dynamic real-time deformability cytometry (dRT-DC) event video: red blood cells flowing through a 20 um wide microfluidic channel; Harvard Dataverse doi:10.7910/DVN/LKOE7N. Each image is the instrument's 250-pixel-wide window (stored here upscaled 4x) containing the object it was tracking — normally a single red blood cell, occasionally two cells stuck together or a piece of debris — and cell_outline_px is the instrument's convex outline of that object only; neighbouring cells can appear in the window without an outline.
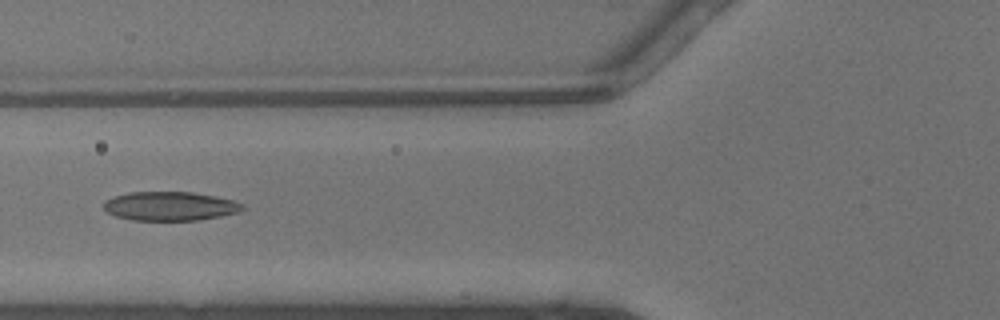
{"species": "common noctule bat (a hibernating species)", "species_latin": "Nyctalus noctula", "temperature_condition": "warm", "stored_images_in_passage": 34, "camera_frame_rate_fps": 3000, "um_per_image_px": 0.085, "animal": {"sex": "male", "body_mass_g": 13.3}, "frame": {"image": 1, "passage_image": 11, "time_ms": 3.333, "image_size_px": [1000, 320], "cell_outline_px": [[244, 208], [236, 212], [220, 216], [196, 220], [132, 220], [116, 216], [108, 212], [104, 208], [104, 204], [108, 200], [116, 196], [132, 192], [192, 192], [216, 196], [236, 200], [244, 204]], "centroid_in_image_um": [14.5, 17.52], "position_along_channel_um": 111.3, "area_um2": 23.18}}
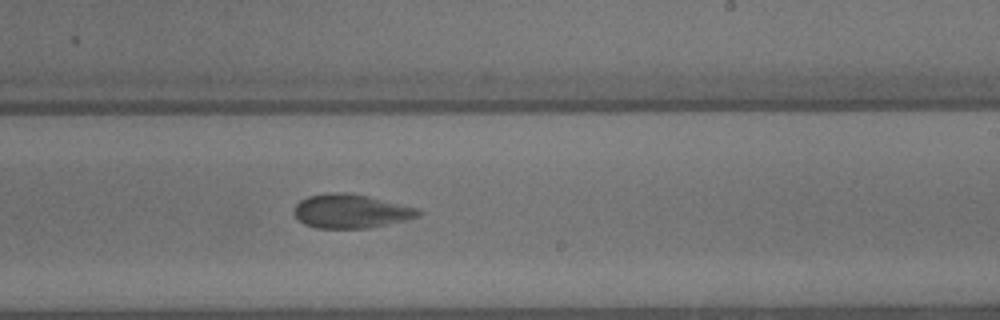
{"frame": {"image": 2, "passage_image": 21, "time_ms": 6.667, "image_size_px": [1000, 320], "cell_outline_px": [[424, 212], [420, 216], [404, 220], [368, 228], [316, 228], [304, 224], [292, 212], [292, 208], [300, 200], [308, 196], [328, 192], [336, 192], [368, 196], [420, 208]], "centroid_in_image_um": [29.82, 17.95], "position_along_channel_um": 259.2, "area_um2": 24.62}}
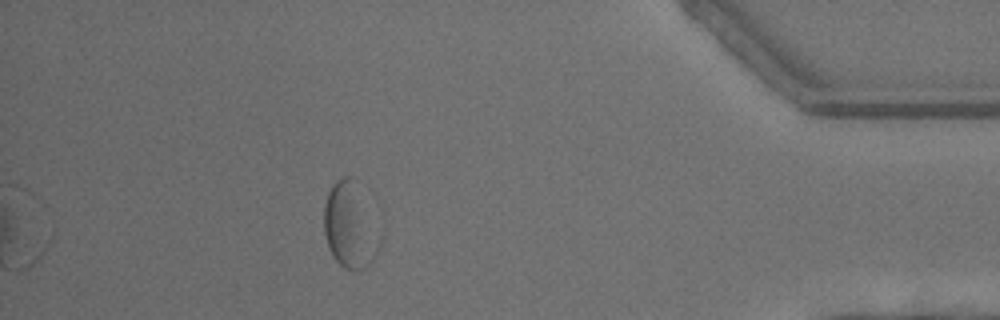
{"frame": {"image": 3, "passage_image": 34, "time_ms": 11.0, "image_size_px": [1000, 320], "cell_outline_px": [[384, 240], [372, 264], [364, 268], [344, 268], [332, 256], [324, 232], [324, 204], [328, 192], [332, 184], [336, 180], [344, 176], [352, 176], [384, 232]], "centroid_in_image_um": [29.84, 19.17], "position_along_channel_um": 405.4, "area_um2": 28.73}}